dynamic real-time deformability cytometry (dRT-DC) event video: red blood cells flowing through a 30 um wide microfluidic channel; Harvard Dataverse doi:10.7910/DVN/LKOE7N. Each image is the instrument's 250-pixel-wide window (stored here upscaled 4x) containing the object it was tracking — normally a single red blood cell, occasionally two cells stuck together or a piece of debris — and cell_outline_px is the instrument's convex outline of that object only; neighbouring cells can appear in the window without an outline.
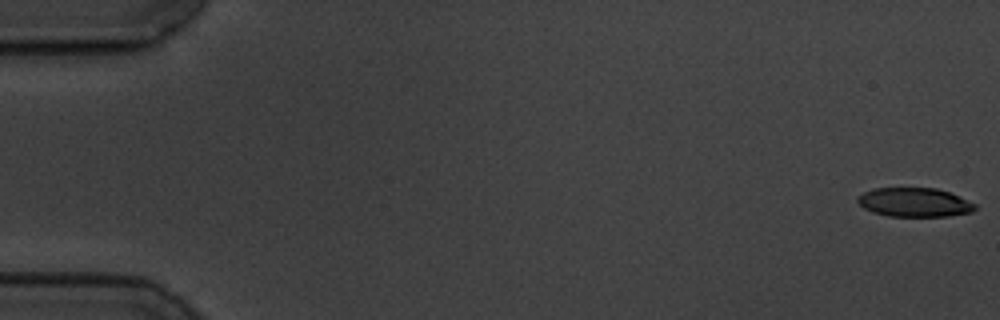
{"species": "common noctule bat (a hibernating species)", "species_latin": "Nyctalus noctula", "temperature_condition": "cold", "stored_images_in_passage": 58, "camera_frame_rate_fps": 3000, "um_per_image_px": 0.085, "animal": {"sex": "male", "body_mass_g": 19.5, "forearm_length_mm": 54.6}, "frame": {"image": 1, "passage_image": 1, "time_ms": 0.0, "image_size_px": [1000, 320], "cell_outline_px": [[976, 208], [972, 212], [948, 216], [888, 216], [872, 212], [864, 208], [856, 200], [856, 196], [872, 188], [936, 188], [948, 192], [976, 204]], "centroid_in_image_um": [77.69, 17.2], "position_along_channel_um": 7.3, "area_um2": 19.83}}
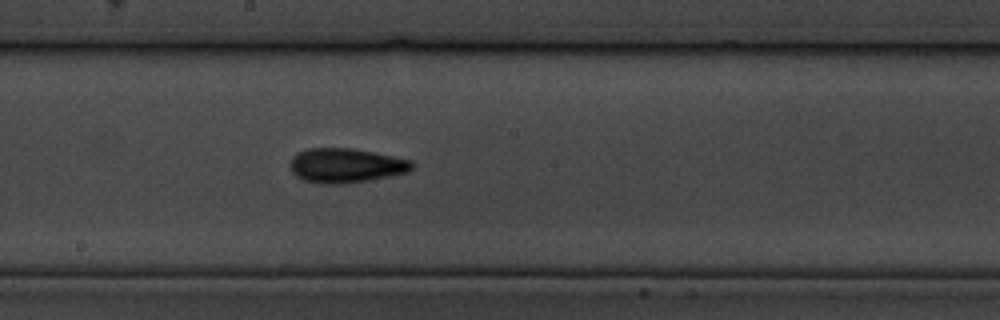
{"frame": {"image": 2, "passage_image": 32, "time_ms": 10.333, "image_size_px": [1000, 320], "cell_outline_px": [[416, 164], [408, 172], [392, 176], [344, 184], [320, 184], [304, 180], [296, 176], [292, 172], [292, 156], [296, 152], [308, 148], [352, 148], [412, 160]], "centroid_in_image_um": [29.42, 14.07], "position_along_channel_um": 218.8, "area_um2": 24.57}}
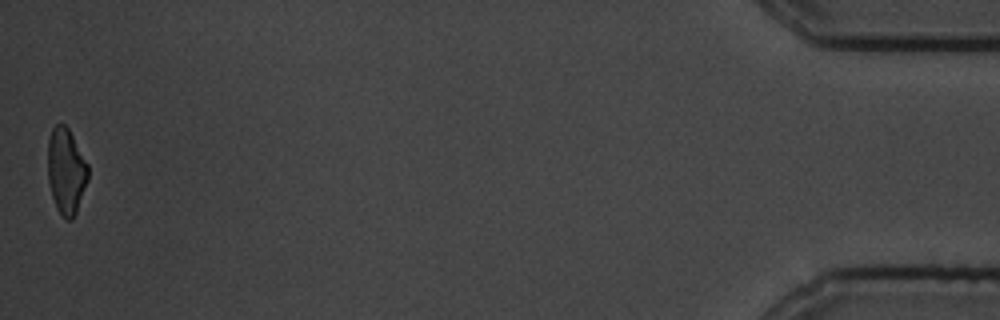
{"frame": {"image": 3, "passage_image": 58, "time_ms": 19.0, "image_size_px": [1000, 320], "cell_outline_px": [[88, 180], [76, 212], [72, 220], [68, 220], [56, 208], [52, 196], [48, 180], [48, 140], [52, 128], [56, 124], [64, 124], [68, 128], [88, 164]], "centroid_in_image_um": [5.62, 14.53], "position_along_channel_um": 429.6, "area_um2": 20.0}, "authors_computed_cell_mechanics": {"area_um2": 21.7906, "velocity_mm_per_s": 3.481, "shape_relaxation_time_tau1_ms": 5.16, "shape_relaxation_time_tau2_ms": 4.1443, "deformation_change_tau1": 0.1528, "deformation_change_tau2": 0.1179}}